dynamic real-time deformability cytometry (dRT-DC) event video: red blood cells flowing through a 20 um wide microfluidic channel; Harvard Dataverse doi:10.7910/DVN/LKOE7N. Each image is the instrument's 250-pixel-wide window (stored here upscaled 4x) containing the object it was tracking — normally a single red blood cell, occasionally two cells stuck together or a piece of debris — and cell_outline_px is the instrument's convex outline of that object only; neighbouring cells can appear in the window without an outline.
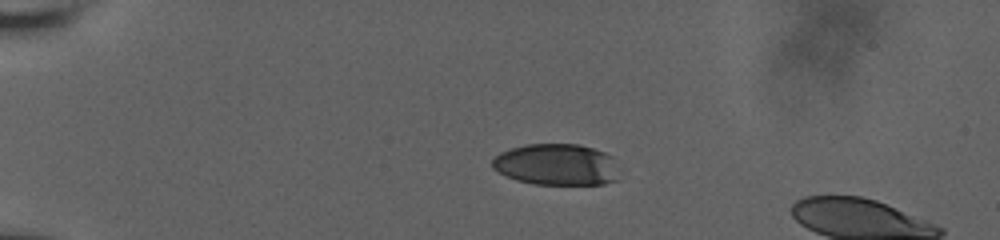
{"species": "human", "species_latin": "Homo sapiens", "temperature_condition": "room temperature", "stored_images_in_passage": 14, "camera_frame_rate_fps": 3000, "um_per_image_px": 0.085, "donor": {"sex": "male"}, "frame": {"image": 1, "passage_image": 10, "time_ms": 5.333, "image_size_px": [1000, 240], "cell_outline_px": [[616, 180], [604, 184], [536, 184], [516, 180], [492, 168], [492, 160], [500, 152], [524, 144], [580, 144], [604, 152], [612, 156]], "centroid_in_image_um": [47.26, 13.98], "position_along_channel_um": 37.7, "area_um2": 30.29}}